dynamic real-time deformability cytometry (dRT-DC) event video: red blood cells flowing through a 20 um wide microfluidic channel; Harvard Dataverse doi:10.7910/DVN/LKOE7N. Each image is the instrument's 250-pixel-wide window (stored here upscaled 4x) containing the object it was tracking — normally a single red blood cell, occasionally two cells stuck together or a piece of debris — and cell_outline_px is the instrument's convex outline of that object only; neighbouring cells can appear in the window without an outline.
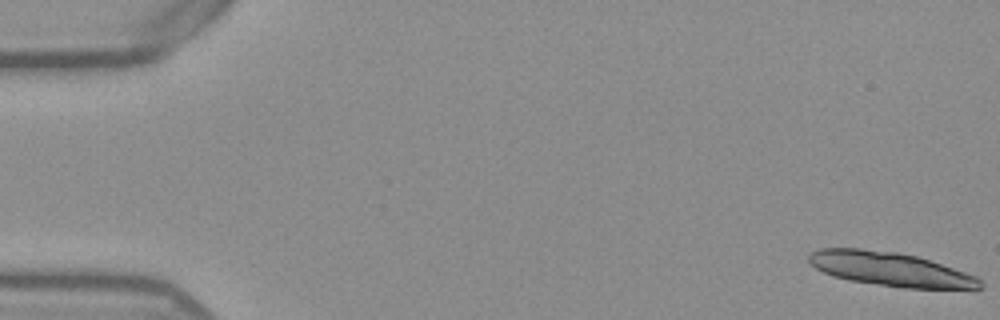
{"species": "Egyptian fruit bat (a non-hibernating species)", "species_latin": "Rousettus aegyptiacus", "temperature_condition": "warm", "stored_images_in_passage": 15, "camera_frame_rate_fps": 3000, "um_per_image_px": 0.085, "frame": {"image": 1, "passage_image": 1, "time_ms": 0.0, "image_size_px": [1000, 320], "cell_outline_px": [[984, 288], [904, 288], [848, 280], [832, 276], [816, 268], [808, 260], [808, 256], [812, 252], [820, 248], [860, 248], [896, 252], [916, 256], [976, 276], [984, 284]], "centroid_in_image_um": [75.64, 22.87], "position_along_channel_um": 9.4, "area_um2": 33.52}}